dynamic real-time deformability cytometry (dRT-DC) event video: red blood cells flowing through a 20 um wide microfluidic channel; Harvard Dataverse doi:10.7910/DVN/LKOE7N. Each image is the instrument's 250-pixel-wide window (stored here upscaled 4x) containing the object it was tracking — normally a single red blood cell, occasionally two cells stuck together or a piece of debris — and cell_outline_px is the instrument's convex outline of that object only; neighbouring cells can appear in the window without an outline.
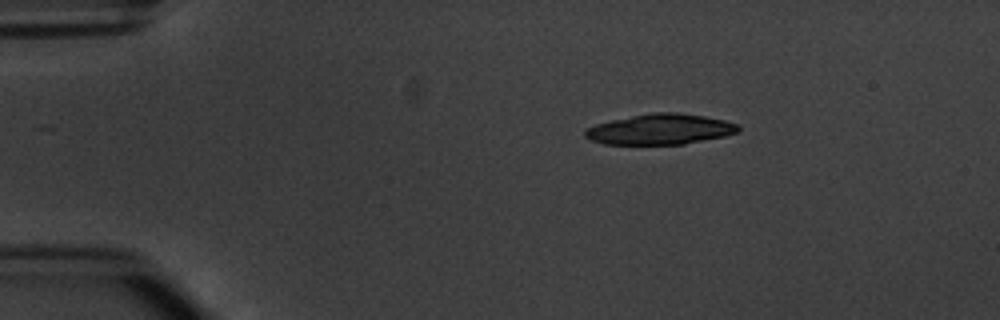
{"species": "common noctule bat (a hibernating species)", "species_latin": "Nyctalus noctula", "temperature_condition": "warm", "stored_images_in_passage": 5, "camera_frame_rate_fps": 3000, "um_per_image_px": 0.085, "animal": {"sex": "male", "body_mass_g": 20.1, "forearm_length_mm": 53.5}, "frame": {"image": 1, "passage_image": 3, "time_ms": 2.333, "image_size_px": [1000, 320], "cell_outline_px": [[740, 128], [736, 132], [724, 136], [684, 144], [604, 144], [592, 140], [584, 136], [584, 128], [596, 124], [612, 120], [632, 116], [656, 112], [676, 112], [704, 116], [724, 120], [740, 124]], "centroid_in_image_um": [56.11, 10.99], "position_along_channel_um": 28.9, "area_um2": 27.11}}